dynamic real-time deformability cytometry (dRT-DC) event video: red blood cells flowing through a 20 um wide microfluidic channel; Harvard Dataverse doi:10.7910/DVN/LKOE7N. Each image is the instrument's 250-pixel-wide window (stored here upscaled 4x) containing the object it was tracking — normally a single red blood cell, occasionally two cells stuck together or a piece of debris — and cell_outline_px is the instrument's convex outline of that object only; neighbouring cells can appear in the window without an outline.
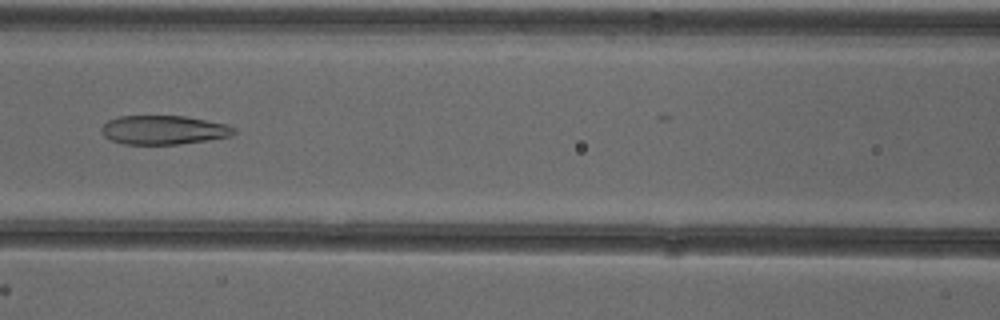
{"species": "common noctule bat (a hibernating species)", "species_latin": "Nyctalus noctula", "temperature_condition": "cold", "stored_images_in_passage": 38, "camera_frame_rate_fps": 3000, "um_per_image_px": 0.085, "animal": {"sex": "female"}, "frame": {"image": 1, "passage_image": 15, "time_ms": 4.667, "image_size_px": [1000, 320], "cell_outline_px": [[236, 132], [232, 136], [180, 144], [124, 144], [112, 140], [104, 136], [100, 128], [108, 120], [120, 116], [184, 116], [228, 124], [236, 128]], "centroid_in_image_um": [13.93, 11.04], "position_along_channel_um": 152.7, "area_um2": 22.37}}
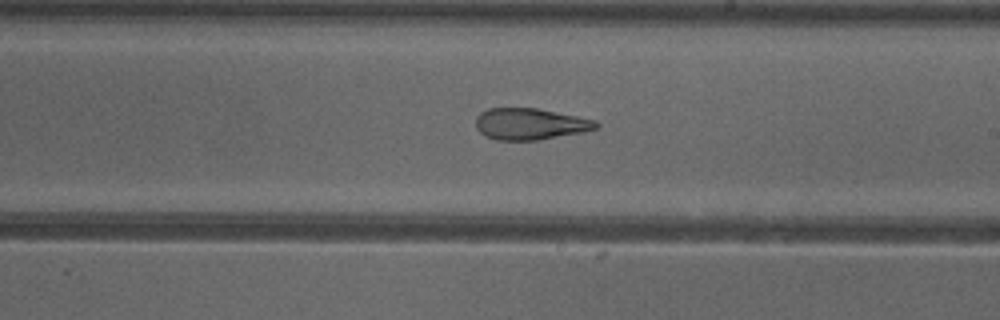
{"frame": {"image": 2, "passage_image": 22, "time_ms": 7.0, "image_size_px": [1000, 320], "cell_outline_px": [[600, 124], [596, 128], [584, 132], [536, 140], [496, 140], [480, 132], [476, 128], [476, 116], [480, 112], [488, 108], [540, 108], [596, 120]], "centroid_in_image_um": [45.07, 10.52], "position_along_channel_um": 243.9, "area_um2": 22.14}}
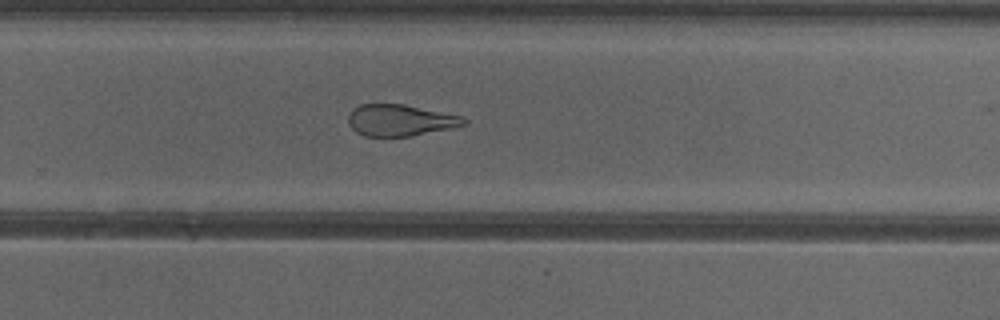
{"frame": {"image": 3, "passage_image": 26, "time_ms": 8.333, "image_size_px": [1000, 320], "cell_outline_px": [[468, 124], [452, 128], [412, 136], [364, 136], [356, 132], [348, 124], [348, 116], [352, 108], [360, 104], [404, 104], [464, 116], [468, 120]], "centroid_in_image_um": [34.04, 10.22], "position_along_channel_um": 295.8, "area_um2": 21.5}, "authors_computed_cell_mechanics": {"area_um2": 24.4205, "velocity_mm_per_s": 3.9166, "shape_relaxation_time_tau1_ms": null, "shape_relaxation_time_tau2_ms": 2.0973, "deformation_change_tau1": null, "deformation_change_tau2": 0.1166}}